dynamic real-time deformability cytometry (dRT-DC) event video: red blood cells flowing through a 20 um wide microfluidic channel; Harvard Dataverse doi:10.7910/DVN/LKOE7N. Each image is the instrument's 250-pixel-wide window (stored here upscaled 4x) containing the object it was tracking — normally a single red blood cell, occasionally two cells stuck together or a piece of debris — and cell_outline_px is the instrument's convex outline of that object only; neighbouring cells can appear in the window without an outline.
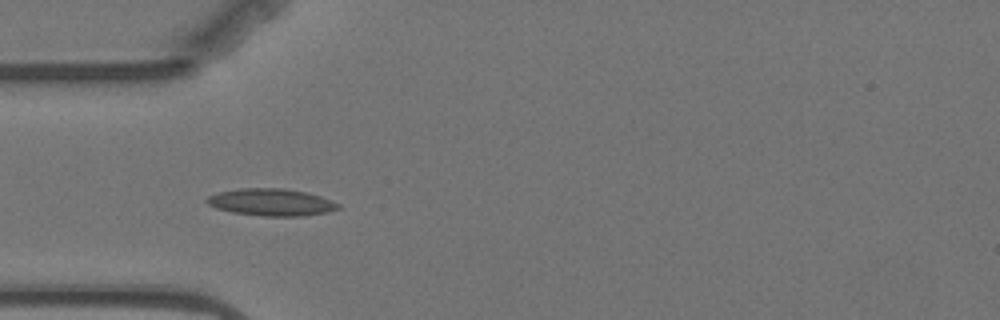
{"species": "Egyptian fruit bat (a non-hibernating species)", "species_latin": "Rousettus aegyptiacus", "temperature_condition": "warm", "stored_images_in_passage": 4, "camera_frame_rate_fps": 3000, "um_per_image_px": 0.085, "animal": {"sex": "female"}, "frame": {"image": 1, "passage_image": 3, "time_ms": 3.333, "image_size_px": [1000, 320], "cell_outline_px": [[340, 208], [324, 212], [304, 216], [264, 216], [232, 212], [216, 208], [208, 204], [204, 200], [208, 196], [220, 192], [240, 188], [284, 188], [308, 192], [320, 196], [340, 204]], "centroid_in_image_um": [23.05, 17.18], "position_along_channel_um": 62.0, "area_um2": 20.69}}
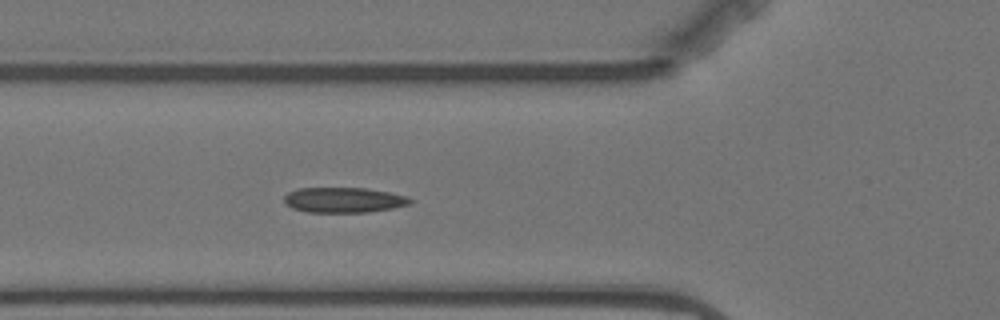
{"frame": {"image": 2, "passage_image": 4, "time_ms": 4.333, "image_size_px": [1000, 320], "cell_outline_px": [[412, 204], [392, 208], [368, 212], [308, 212], [292, 208], [284, 200], [284, 196], [288, 192], [300, 188], [364, 188], [388, 192], [408, 196], [412, 200]], "centroid_in_image_um": [29.24, 17.0], "position_along_channel_um": 96.6, "area_um2": 18.44}}